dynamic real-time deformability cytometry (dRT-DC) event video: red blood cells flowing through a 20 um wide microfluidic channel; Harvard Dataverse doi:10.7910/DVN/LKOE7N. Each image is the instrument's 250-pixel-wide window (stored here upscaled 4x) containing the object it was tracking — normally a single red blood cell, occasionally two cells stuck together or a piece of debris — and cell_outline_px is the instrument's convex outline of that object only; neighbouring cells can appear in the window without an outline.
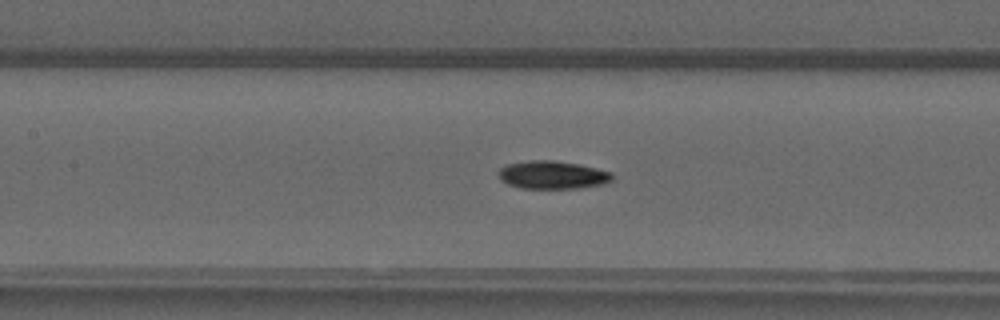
{"species": "common noctule bat (a hibernating species)", "species_latin": "Nyctalus noctula", "temperature_condition": "warm", "stored_images_in_passage": 51, "camera_frame_rate_fps": 3000, "um_per_image_px": 0.085, "animal": {"sex": "male", "forearm_length_mm": 52.5}, "frame": {"image": 1, "passage_image": 23, "time_ms": 7.333, "image_size_px": [1000, 320], "cell_outline_px": [[612, 180], [604, 184], [580, 188], [520, 188], [508, 184], [500, 180], [500, 168], [508, 164], [532, 160], [552, 160], [576, 164], [596, 168], [612, 172]], "centroid_in_image_um": [46.98, 14.87], "position_along_channel_um": 160.4, "area_um2": 18.38}}
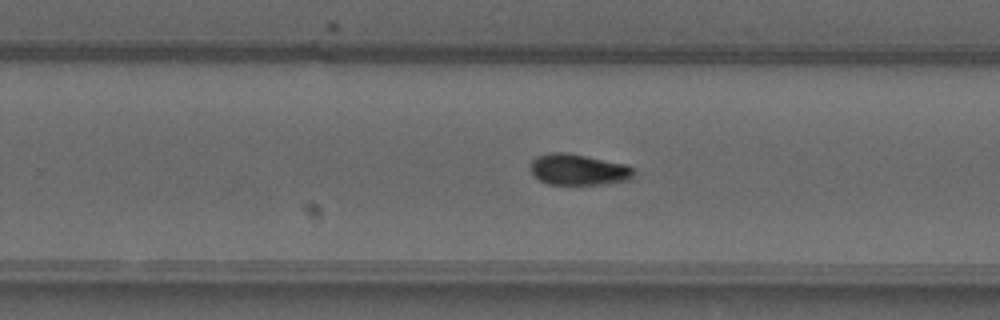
{"frame": {"image": 2, "passage_image": 32, "time_ms": 10.333, "image_size_px": [1000, 320], "cell_outline_px": [[636, 172], [632, 180], [604, 184], [548, 184], [540, 180], [528, 168], [528, 164], [536, 156], [552, 152], [564, 152], [624, 164], [632, 168]], "centroid_in_image_um": [49.15, 14.42], "position_along_channel_um": 280.6, "area_um2": 18.73}}
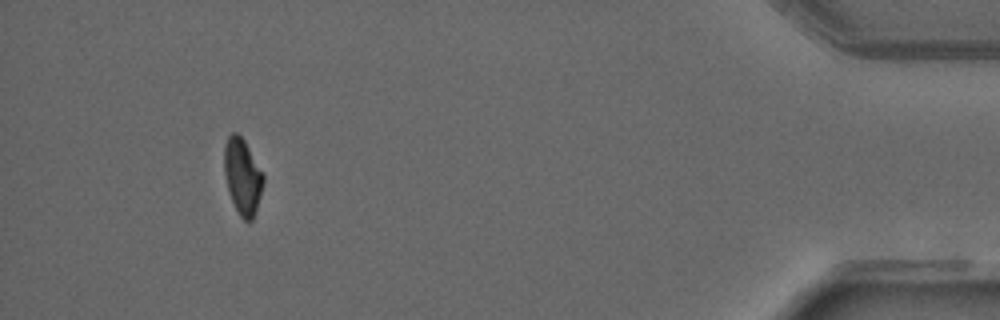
{"frame": {"image": 3, "passage_image": 47, "time_ms": 15.333, "image_size_px": [1000, 320], "cell_outline_px": [[264, 184], [252, 220], [244, 220], [240, 216], [232, 200], [228, 188], [224, 172], [224, 144], [228, 136], [232, 132], [236, 132], [244, 140], [264, 176]], "centroid_in_image_um": [20.6, 14.97], "position_along_channel_um": 414.6, "area_um2": 16.94}, "authors_computed_cell_mechanics": {"area_um2": 17.7446, "velocity_mm_per_s": 4.0258, "shape_relaxation_time_tau1_ms": null, "shape_relaxation_time_tau2_ms": 6.1935, "deformation_change_tau1": null, "deformation_change_tau2": 0.1023}}